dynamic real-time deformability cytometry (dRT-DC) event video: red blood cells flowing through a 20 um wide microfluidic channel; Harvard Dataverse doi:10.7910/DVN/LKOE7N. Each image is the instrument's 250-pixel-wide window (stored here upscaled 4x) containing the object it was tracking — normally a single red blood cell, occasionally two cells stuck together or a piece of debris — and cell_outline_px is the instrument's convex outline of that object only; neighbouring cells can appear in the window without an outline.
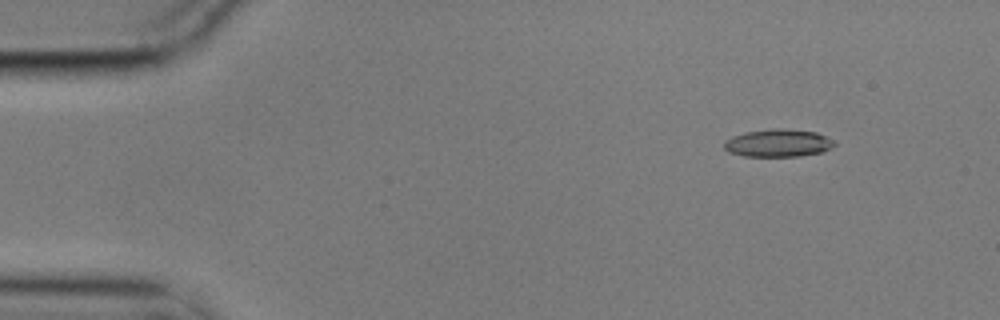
{"species": "common noctule bat (a hibernating species)", "species_latin": "Nyctalus noctula", "temperature_condition": "cold", "stored_images_in_passage": 4, "camera_frame_rate_fps": 3000, "um_per_image_px": 0.085, "animal": {"sex": "male", "body_mass_g": 17.9}, "frame": {"image": 1, "passage_image": 2, "time_ms": 0.333, "image_size_px": [1000, 320], "cell_outline_px": [[836, 144], [832, 148], [824, 152], [800, 156], [744, 156], [728, 152], [724, 148], [724, 140], [732, 136], [744, 132], [772, 128], [780, 128], [816, 132], [836, 140]], "centroid_in_image_um": [66.16, 12.16], "position_along_channel_um": 18.8, "area_um2": 18.09}}
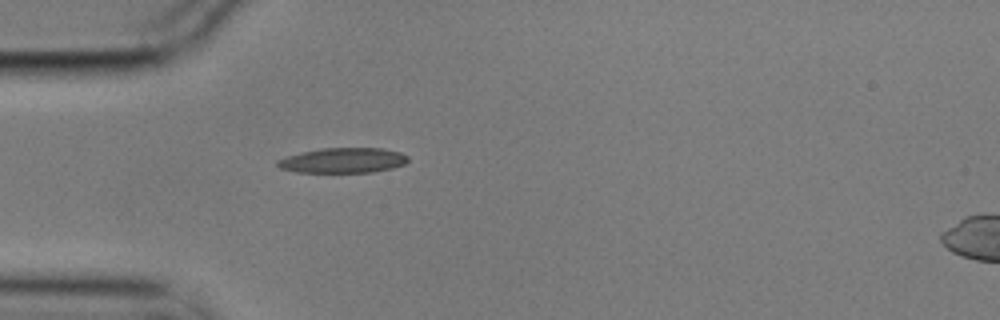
{"frame": {"image": 2, "passage_image": 4, "time_ms": 1.0, "image_size_px": [1000, 320], "cell_outline_px": [[408, 160], [404, 164], [392, 168], [372, 172], [296, 172], [280, 168], [276, 164], [276, 160], [288, 156], [304, 152], [324, 148], [384, 148], [400, 152], [408, 156]], "centroid_in_image_um": [29.18, 13.63], "position_along_channel_um": 55.8, "area_um2": 18.96}}